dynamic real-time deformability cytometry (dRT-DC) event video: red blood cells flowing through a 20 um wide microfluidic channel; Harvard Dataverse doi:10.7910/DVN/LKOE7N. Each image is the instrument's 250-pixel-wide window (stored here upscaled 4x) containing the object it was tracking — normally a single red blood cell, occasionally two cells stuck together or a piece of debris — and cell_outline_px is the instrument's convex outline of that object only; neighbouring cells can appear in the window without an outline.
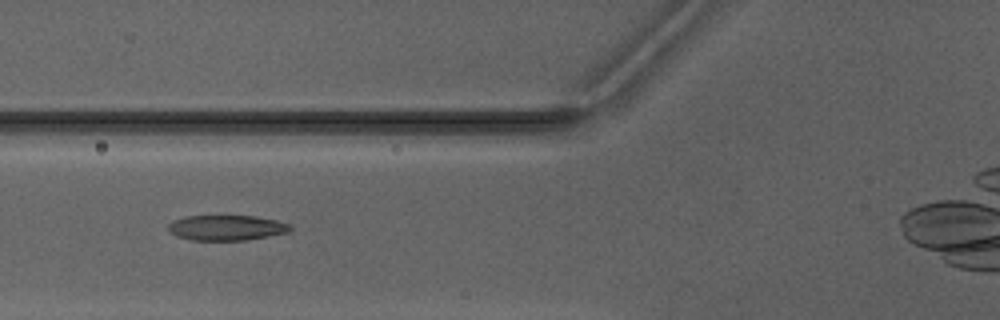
{"species": "Egyptian fruit bat (a non-hibernating species)", "species_latin": "Rousettus aegyptiacus", "temperature_condition": "warm", "stored_images_in_passage": 2, "camera_frame_rate_fps": 3000, "um_per_image_px": 0.085, "animal": {"sex": "male"}, "frame": {"image": 1, "passage_image": 2, "time_ms": 1.0, "image_size_px": [1000, 320], "cell_outline_px": [[292, 228], [288, 232], [248, 240], [192, 240], [176, 236], [168, 228], [168, 224], [172, 220], [188, 216], [256, 216], [276, 220], [292, 224]], "centroid_in_image_um": [19.28, 19.35], "position_along_channel_um": 106.5, "area_um2": 17.98}}